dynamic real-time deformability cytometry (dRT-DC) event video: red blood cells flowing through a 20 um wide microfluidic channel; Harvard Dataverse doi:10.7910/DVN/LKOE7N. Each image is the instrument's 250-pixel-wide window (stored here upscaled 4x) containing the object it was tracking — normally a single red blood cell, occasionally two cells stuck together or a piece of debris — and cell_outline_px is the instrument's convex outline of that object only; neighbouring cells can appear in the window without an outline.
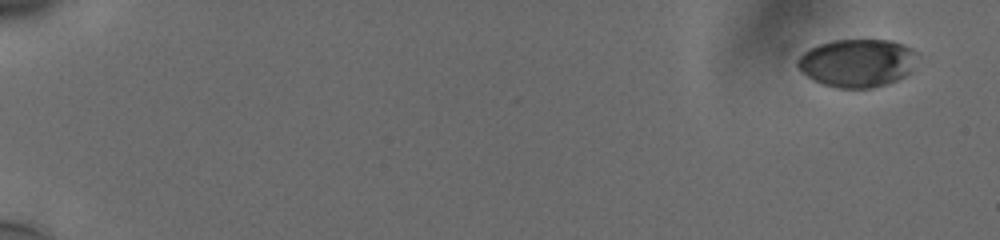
{"species": "human", "species_latin": "Homo sapiens", "temperature_condition": "cold", "stored_images_in_passage": 56, "camera_frame_rate_fps": 3000, "um_per_image_px": 0.085, "donor": {"sex": "male"}, "frame": {"image": 1, "passage_image": 1, "time_ms": 0.0, "image_size_px": [1000, 240], "cell_outline_px": [[916, 52], [912, 72], [896, 80], [872, 88], [836, 88], [824, 84], [808, 76], [796, 64], [796, 60], [808, 48], [816, 44], [832, 40], [892, 40], [904, 44], [912, 48]], "centroid_in_image_um": [72.87, 5.33], "position_along_channel_um": 12.1, "area_um2": 33.52}}
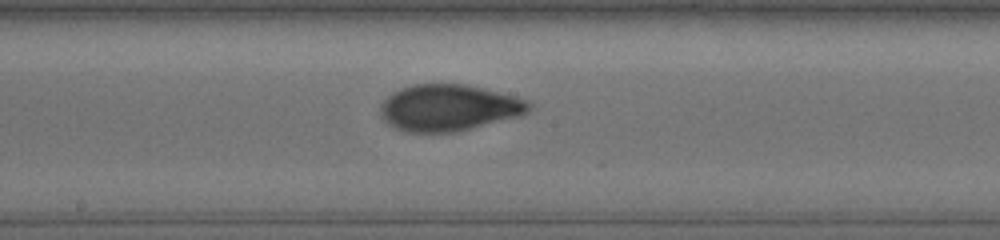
{"frame": {"image": 2, "passage_image": 32, "time_ms": 10.333, "image_size_px": [1000, 240], "cell_outline_px": [[532, 104], [528, 112], [520, 116], [456, 132], [408, 132], [396, 128], [388, 124], [380, 116], [380, 104], [392, 92], [400, 88], [416, 84], [464, 84], [512, 96], [524, 100]], "centroid_in_image_um": [38.09, 9.17], "position_along_channel_um": 210.1, "area_um2": 39.94}}
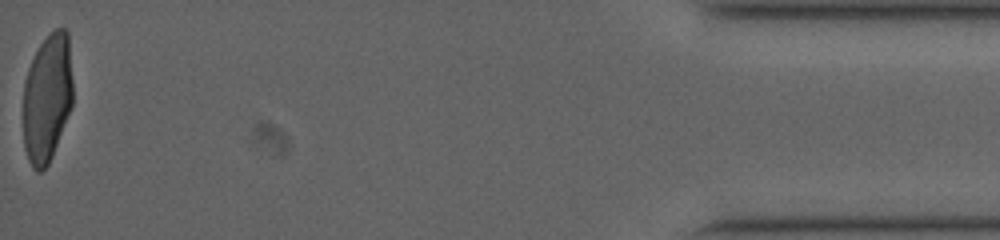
{"frame": {"image": 3, "passage_image": 56, "time_ms": 18.333, "image_size_px": [1000, 240], "cell_outline_px": [[72, 104], [52, 156], [48, 164], [40, 172], [36, 172], [32, 168], [28, 160], [24, 148], [24, 80], [28, 68], [40, 44], [56, 28], [64, 28], [68, 32], [72, 80]], "centroid_in_image_um": [4.01, 8.34], "position_along_channel_um": 431.2, "area_um2": 36.93}, "authors_computed_cell_mechanics": {"area_um2": 38.3214, "velocity_mm_per_s": 3.7673, "shape_relaxation_time_tau1_ms": 5.1657, "shape_relaxation_time_tau2_ms": 0.9575, "deformation_change_tau1": 0.1998, "deformation_change_tau2": 0.0571}}